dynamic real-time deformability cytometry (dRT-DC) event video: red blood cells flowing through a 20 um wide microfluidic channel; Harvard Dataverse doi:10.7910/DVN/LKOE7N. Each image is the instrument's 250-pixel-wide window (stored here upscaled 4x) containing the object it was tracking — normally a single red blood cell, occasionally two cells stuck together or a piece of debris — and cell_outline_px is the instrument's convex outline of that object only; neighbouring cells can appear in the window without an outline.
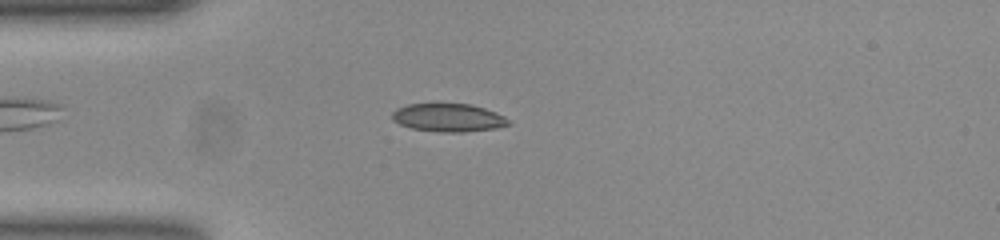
{"species": "common noctule bat (a hibernating species)", "species_latin": "Nyctalus noctula", "temperature_condition": "room temperature", "stored_images_in_passage": 52, "camera_frame_rate_fps": 3000, "um_per_image_px": 0.085, "animal": {"sex": "female", "body_mass_g": 23.0, "forearm_length_mm": 53.4}, "frame": {"image": 1, "passage_image": 13, "time_ms": 4.0, "image_size_px": [1000, 240], "cell_outline_px": [[512, 124], [496, 128], [460, 132], [440, 132], [412, 128], [400, 124], [392, 120], [392, 112], [396, 108], [408, 104], [472, 104], [496, 112], [504, 116]], "centroid_in_image_um": [38.11, 10.0], "position_along_channel_um": 46.9, "area_um2": 19.02}}
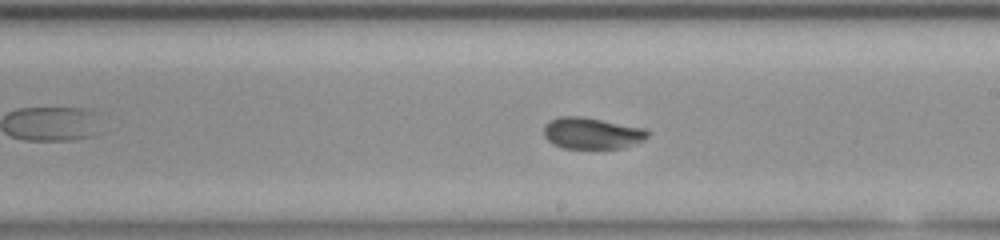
{"frame": {"image": 2, "passage_image": 29, "time_ms": 9.333, "image_size_px": [1000, 240], "cell_outline_px": [[648, 136], [640, 140], [620, 148], [564, 148], [552, 144], [544, 136], [544, 124], [548, 120], [560, 116], [584, 116], [648, 128]], "centroid_in_image_um": [50.27, 11.29], "position_along_channel_um": 238.7, "area_um2": 19.13}}
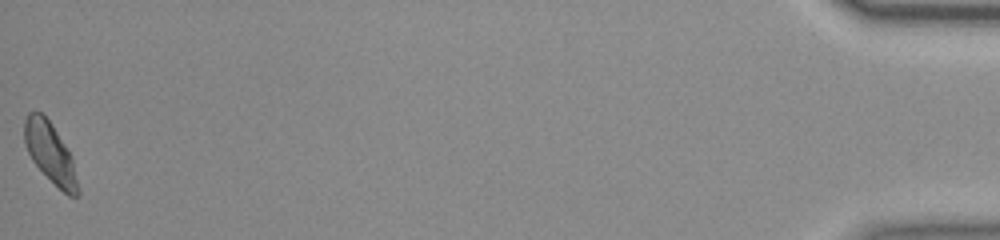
{"frame": {"image": 3, "passage_image": 52, "time_ms": 17.0, "image_size_px": [1000, 240], "cell_outline_px": [[80, 192], [76, 196], [68, 196], [32, 160], [28, 152], [24, 140], [24, 120], [28, 112], [40, 112], [52, 124], [68, 152], [72, 160]], "centroid_in_image_um": [4.25, 12.97], "position_along_channel_um": 431.0, "area_um2": 18.03}, "authors_computed_cell_mechanics": {"area_um2": 18.7561, "velocity_mm_per_s": 3.8592, "shape_relaxation_time_tau1_ms": 5.237, "shape_relaxation_time_tau2_ms": null, "deformation_change_tau1": 0.1679, "deformation_change_tau2": null}}